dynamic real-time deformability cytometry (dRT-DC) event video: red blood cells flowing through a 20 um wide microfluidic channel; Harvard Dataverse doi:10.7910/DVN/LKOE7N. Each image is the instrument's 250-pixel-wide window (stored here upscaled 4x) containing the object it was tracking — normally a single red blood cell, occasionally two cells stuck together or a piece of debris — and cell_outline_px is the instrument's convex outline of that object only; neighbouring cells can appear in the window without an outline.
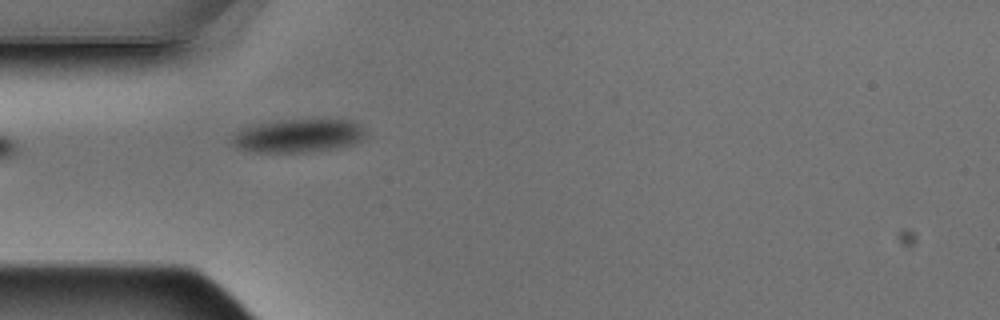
{"species": "Egyptian fruit bat (a non-hibernating species)", "species_latin": "Rousettus aegyptiacus", "temperature_condition": "warm", "stored_images_in_passage": 5, "camera_frame_rate_fps": 3000, "um_per_image_px": 0.085, "animal": {"sex": "male"}, "frame": {"image": 1, "passage_image": 4, "time_ms": 1.0, "image_size_px": [1000, 320], "cell_outline_px": [[364, 140], [352, 144], [312, 152], [256, 152], [240, 148], [232, 144], [232, 136], [240, 128], [252, 124], [280, 120], [352, 120], [360, 124], [364, 128]], "centroid_in_image_um": [25.34, 11.53], "position_along_channel_um": 59.7, "area_um2": 26.01}}
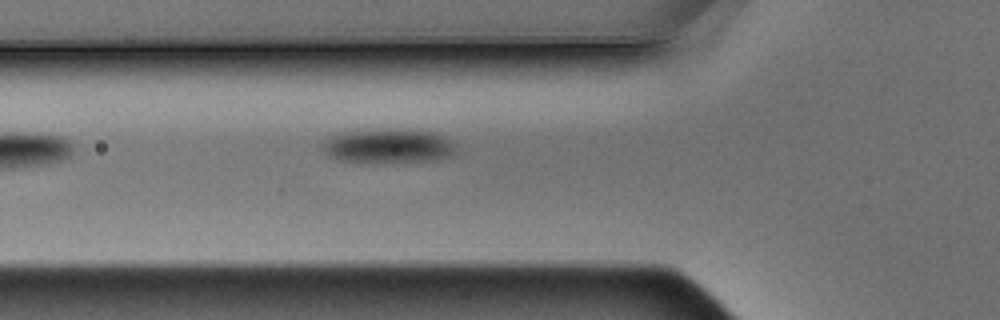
{"frame": {"image": 2, "passage_image": 5, "time_ms": 1.333, "image_size_px": [1000, 320], "cell_outline_px": [[456, 156], [436, 160], [340, 160], [328, 156], [324, 152], [320, 144], [328, 136], [348, 132], [432, 132], [444, 136], [456, 148]], "centroid_in_image_um": [33.0, 12.43], "position_along_channel_um": 92.8, "area_um2": 24.74}}